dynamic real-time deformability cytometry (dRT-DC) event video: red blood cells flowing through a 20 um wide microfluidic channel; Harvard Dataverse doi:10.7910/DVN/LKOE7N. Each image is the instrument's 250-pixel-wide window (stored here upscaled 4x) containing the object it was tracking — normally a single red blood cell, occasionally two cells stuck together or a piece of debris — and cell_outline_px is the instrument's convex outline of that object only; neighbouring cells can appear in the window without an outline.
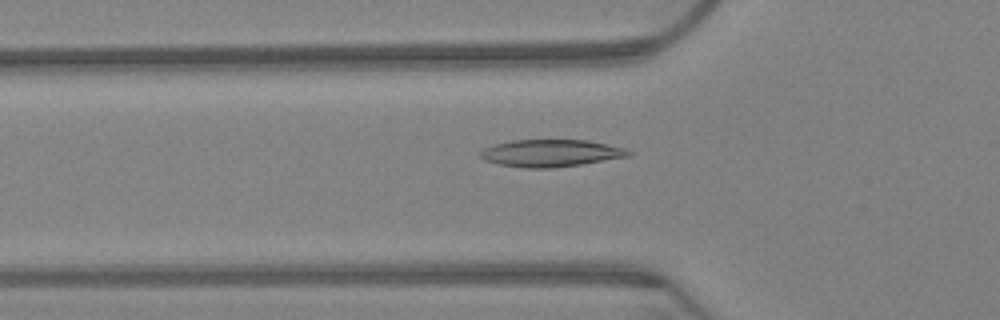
{"species": "Egyptian fruit bat (a non-hibernating species)", "species_latin": "Rousettus aegyptiacus", "temperature_condition": "warm", "stored_images_in_passage": 65, "camera_frame_rate_fps": 3000, "um_per_image_px": 0.085, "animal": {"sex": "female"}, "frame": {"image": 1, "passage_image": 22, "time_ms": 7.0, "image_size_px": [1000, 320], "cell_outline_px": [[632, 156], [580, 164], [552, 168], [524, 168], [500, 164], [484, 160], [480, 156], [480, 152], [484, 148], [496, 144], [512, 140], [588, 140], [608, 144], [624, 148], [632, 152]], "centroid_in_image_um": [46.84, 13.01], "position_along_channel_um": 79.0, "area_um2": 23.41}}
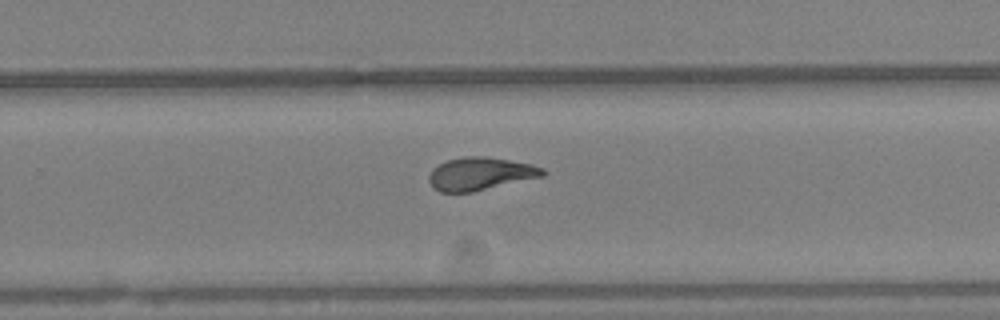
{"frame": {"image": 2, "passage_image": 42, "time_ms": 13.667, "image_size_px": [1000, 320], "cell_outline_px": [[548, 172], [544, 176], [472, 192], [440, 192], [432, 188], [428, 180], [428, 176], [432, 168], [448, 160], [468, 156], [484, 156], [532, 164], [544, 168]], "centroid_in_image_um": [40.83, 14.78], "position_along_channel_um": 289.0, "area_um2": 21.85}}
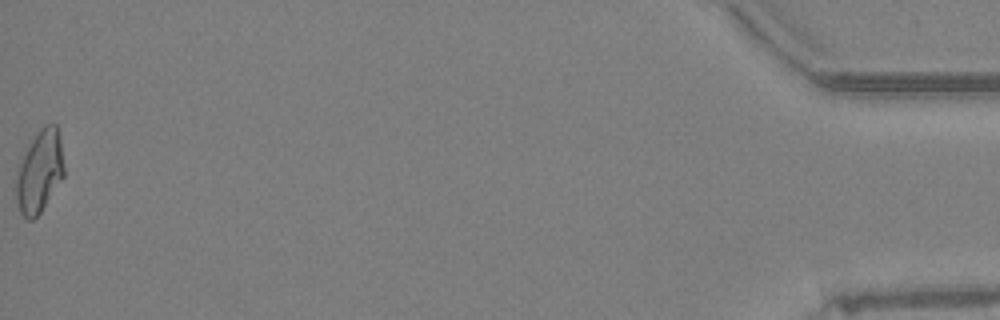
{"frame": {"image": 3, "passage_image": 65, "time_ms": 21.333, "image_size_px": [1000, 320], "cell_outline_px": [[64, 176], [40, 212], [32, 220], [28, 220], [20, 212], [16, 200], [16, 172], [28, 144], [40, 128], [44, 124], [56, 124], [60, 140], [64, 168]], "centroid_in_image_um": [3.35, 14.57], "position_along_channel_um": 431.9, "area_um2": 22.77}, "authors_computed_cell_mechanics": {"area_um2": 22.253, "velocity_mm_per_s": 3.165, "shape_relaxation_time_tau1_ms": 11.2795, "shape_relaxation_time_tau2_ms": 1.9773, "deformation_change_tau1": 0.2491, "deformation_change_tau2": 0.0754}}